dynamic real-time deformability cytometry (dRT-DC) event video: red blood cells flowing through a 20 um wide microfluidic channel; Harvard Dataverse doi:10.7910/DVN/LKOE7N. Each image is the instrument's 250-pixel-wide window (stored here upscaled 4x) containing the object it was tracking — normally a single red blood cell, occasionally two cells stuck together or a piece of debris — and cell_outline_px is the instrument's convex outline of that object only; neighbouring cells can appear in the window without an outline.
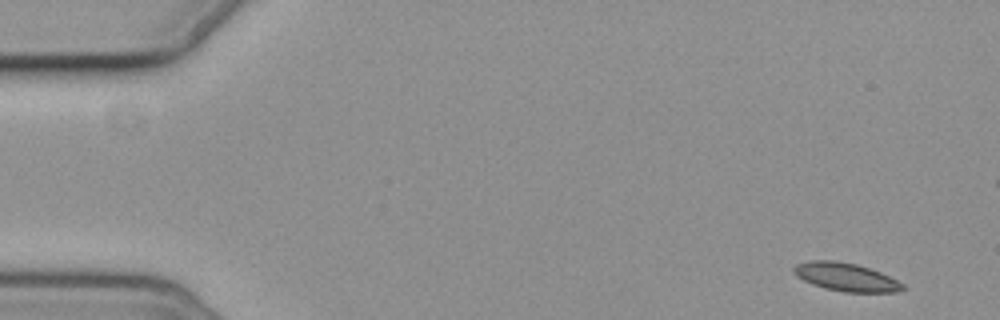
{"species": "common noctule bat (a hibernating species)", "species_latin": "Nyctalus noctula", "temperature_condition": "cold", "stored_images_in_passage": 5, "camera_frame_rate_fps": 3000, "um_per_image_px": 0.085, "animal": {"sex": "female", "body_mass_g": 19.3, "forearm_length_mm": 54.1}, "frame": {"image": 1, "passage_image": 1, "time_ms": 0.0, "image_size_px": [1000, 320], "cell_outline_px": [[908, 288], [896, 292], [844, 292], [824, 288], [812, 284], [796, 276], [792, 272], [792, 268], [796, 264], [808, 260], [836, 260], [856, 264], [880, 272], [904, 284]], "centroid_in_image_um": [71.88, 23.54], "position_along_channel_um": 13.1, "area_um2": 18.03}}